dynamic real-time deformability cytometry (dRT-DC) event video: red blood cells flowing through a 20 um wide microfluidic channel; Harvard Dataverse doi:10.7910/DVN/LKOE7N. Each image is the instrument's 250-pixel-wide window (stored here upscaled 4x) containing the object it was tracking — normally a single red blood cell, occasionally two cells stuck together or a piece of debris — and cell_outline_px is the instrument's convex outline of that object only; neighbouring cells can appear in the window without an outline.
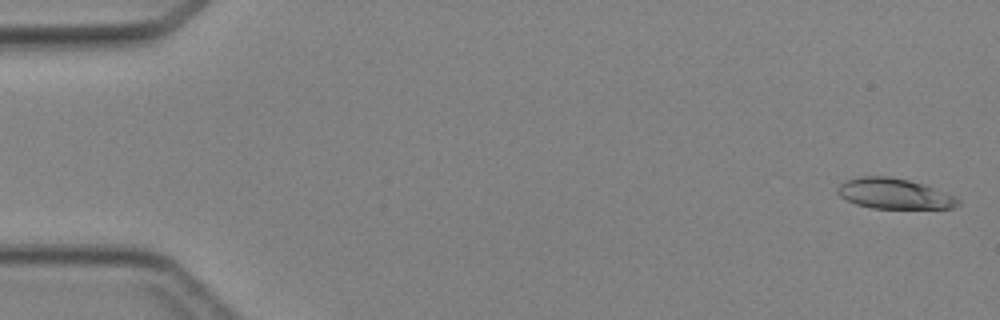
{"species": "Egyptian fruit bat (a non-hibernating species)", "species_latin": "Rousettus aegyptiacus", "temperature_condition": "cold", "stored_images_in_passage": 4, "camera_frame_rate_fps": 3000, "um_per_image_px": 0.085, "animal": {"sex": "female"}, "frame": {"image": 1, "passage_image": 1, "time_ms": 0.0, "image_size_px": [1000, 320], "cell_outline_px": [[960, 204], [956, 208], [872, 208], [856, 204], [840, 196], [836, 192], [836, 188], [844, 180], [864, 176], [888, 176], [908, 180], [924, 184], [952, 196], [960, 200]], "centroid_in_image_um": [75.97, 16.46], "position_along_channel_um": 9.0, "area_um2": 21.21}}
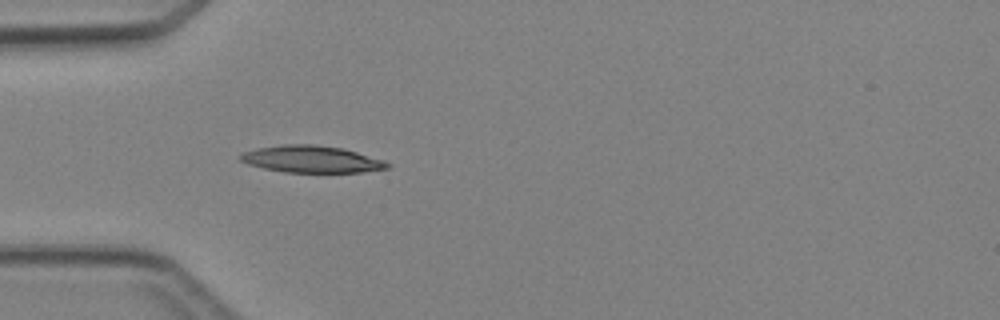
{"frame": {"image": 2, "passage_image": 4, "time_ms": 4.333, "image_size_px": [1000, 320], "cell_outline_px": [[392, 164], [388, 168], [360, 172], [284, 172], [264, 168], [248, 164], [240, 160], [240, 152], [256, 148], [284, 144], [316, 144], [344, 148], [384, 160]], "centroid_in_image_um": [26.47, 13.52], "position_along_channel_um": 58.5, "area_um2": 23.18}}